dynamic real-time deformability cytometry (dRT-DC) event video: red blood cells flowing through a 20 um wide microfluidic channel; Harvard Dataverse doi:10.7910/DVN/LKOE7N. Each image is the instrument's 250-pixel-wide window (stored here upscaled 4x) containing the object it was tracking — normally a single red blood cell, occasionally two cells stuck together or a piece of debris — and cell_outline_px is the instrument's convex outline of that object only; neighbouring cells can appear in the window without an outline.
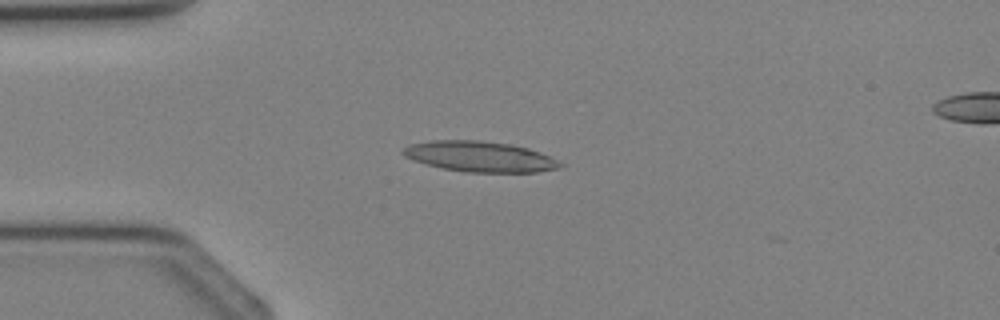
{"species": "Egyptian fruit bat (a non-hibernating species)", "species_latin": "Rousettus aegyptiacus", "temperature_condition": "cold", "stored_images_in_passage": 8, "camera_frame_rate_fps": 3000, "um_per_image_px": 0.085, "animal": {"sex": "female"}, "frame": {"image": 1, "passage_image": 7, "time_ms": 2.0, "image_size_px": [1000, 320], "cell_outline_px": [[564, 164], [560, 168], [536, 172], [464, 172], [440, 168], [404, 156], [400, 152], [408, 144], [428, 140], [476, 140], [512, 144], [528, 148], [540, 152]], "centroid_in_image_um": [40.76, 13.3], "position_along_channel_um": 44.2, "area_um2": 27.98}}